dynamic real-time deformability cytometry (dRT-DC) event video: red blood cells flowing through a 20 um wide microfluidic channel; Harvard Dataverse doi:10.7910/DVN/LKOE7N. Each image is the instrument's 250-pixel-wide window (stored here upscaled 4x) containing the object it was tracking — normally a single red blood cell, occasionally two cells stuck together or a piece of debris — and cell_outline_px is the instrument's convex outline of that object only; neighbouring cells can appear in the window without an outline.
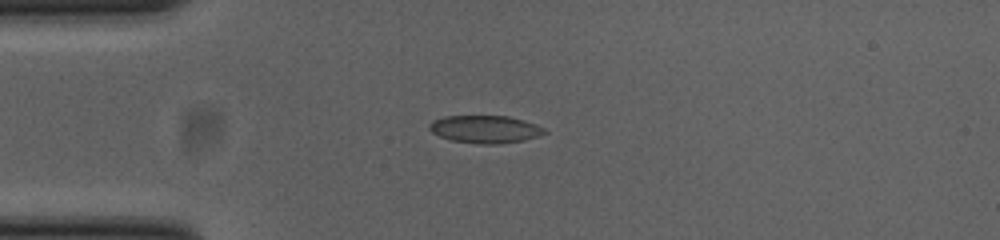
{"species": "common noctule bat (a hibernating species)", "species_latin": "Nyctalus noctula", "temperature_condition": "cold", "stored_images_in_passage": 40, "camera_frame_rate_fps": 3000, "um_per_image_px": 0.085, "animal": {"sex": "female", "body_mass_g": 23.0, "forearm_length_mm": 53.4}, "frame": {"image": 1, "passage_image": 1, "time_ms": 0.0, "image_size_px": [1000, 240], "cell_outline_px": [[548, 132], [524, 140], [500, 144], [480, 144], [452, 140], [440, 136], [432, 132], [428, 128], [428, 124], [432, 120], [444, 116], [508, 116], [524, 120], [536, 124], [544, 128]], "centroid_in_image_um": [41.22, 10.98], "position_along_channel_um": 43.8, "area_um2": 18.55}}
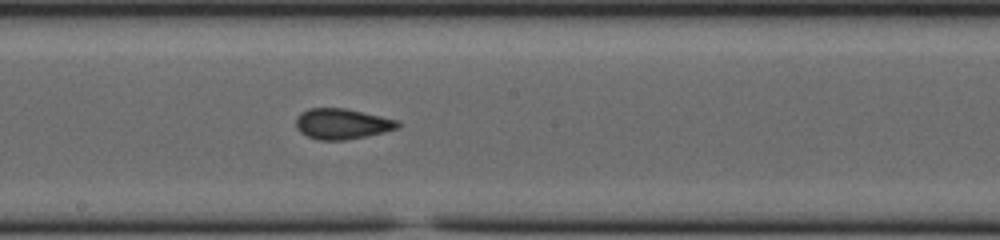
{"frame": {"image": 2, "passage_image": 16, "time_ms": 5.0, "image_size_px": [1000, 240], "cell_outline_px": [[400, 124], [396, 128], [384, 132], [344, 140], [320, 140], [308, 136], [300, 132], [296, 128], [296, 116], [300, 112], [308, 108], [344, 108], [400, 120]], "centroid_in_image_um": [29.04, 10.51], "position_along_channel_um": 219.2, "area_um2": 18.09}}
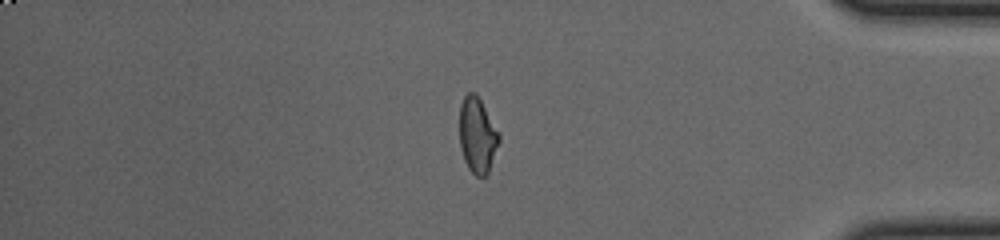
{"frame": {"image": 3, "passage_image": 32, "time_ms": 10.333, "image_size_px": [1000, 240], "cell_outline_px": [[500, 140], [488, 172], [484, 176], [476, 176], [468, 168], [464, 160], [460, 148], [460, 104], [464, 96], [468, 92], [472, 92], [480, 100], [500, 132]], "centroid_in_image_um": [40.58, 11.5], "position_along_channel_um": 394.6, "area_um2": 17.28}, "authors_computed_cell_mechanics": {"area_um2": 17.7735, "velocity_mm_per_s": 3.8775, "shape_relaxation_time_tau1_ms": 4.6696, "shape_relaxation_time_tau2_ms": 1.4581, "deformation_change_tau1": 0.1129, "deformation_change_tau2": 0.0717}}